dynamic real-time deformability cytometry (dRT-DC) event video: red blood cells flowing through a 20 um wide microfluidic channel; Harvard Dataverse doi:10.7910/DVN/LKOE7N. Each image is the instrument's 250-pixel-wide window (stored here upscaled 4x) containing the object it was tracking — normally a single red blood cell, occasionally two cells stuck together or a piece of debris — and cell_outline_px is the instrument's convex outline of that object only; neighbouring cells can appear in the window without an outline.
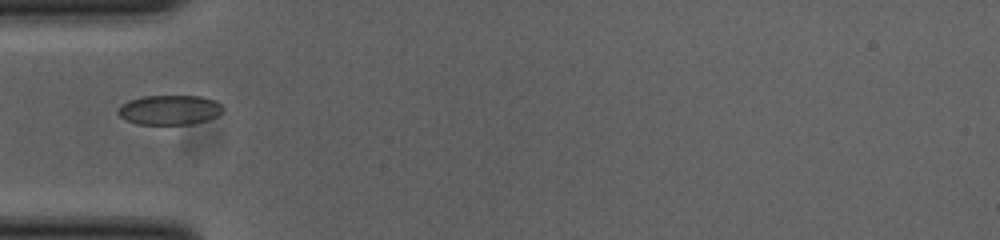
{"species": "common noctule bat (a hibernating species)", "species_latin": "Nyctalus noctula", "temperature_condition": "cold", "stored_images_in_passage": 37, "camera_frame_rate_fps": 3000, "um_per_image_px": 0.085, "animal": {"sex": "female", "body_mass_g": 23.0, "forearm_length_mm": 53.4}, "frame": {"image": 1, "passage_image": 1, "time_ms": 0.0, "image_size_px": [1000, 240], "cell_outline_px": [[224, 108], [216, 116], [204, 120], [188, 124], [136, 124], [120, 116], [116, 112], [116, 108], [120, 104], [128, 100], [144, 96], [200, 96], [212, 100], [220, 104]], "centroid_in_image_um": [14.33, 9.33], "position_along_channel_um": 70.7, "area_um2": 17.98}}
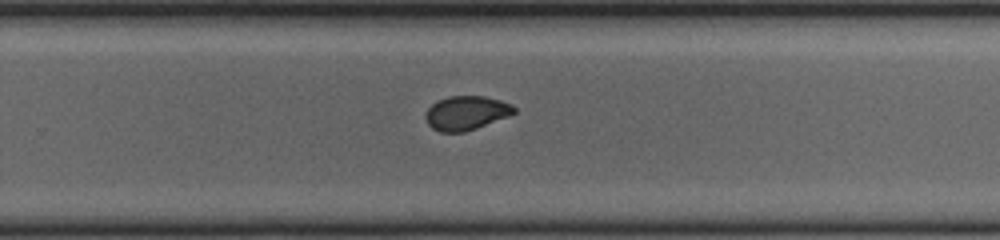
{"frame": {"image": 2, "passage_image": 18, "time_ms": 5.667, "image_size_px": [1000, 240], "cell_outline_px": [[516, 112], [508, 116], [476, 128], [464, 132], [440, 132], [432, 128], [428, 124], [424, 116], [428, 108], [436, 100], [448, 96], [484, 96], [500, 100], [512, 104], [516, 108]], "centroid_in_image_um": [39.61, 9.59], "position_along_channel_um": 290.2, "area_um2": 17.63}}
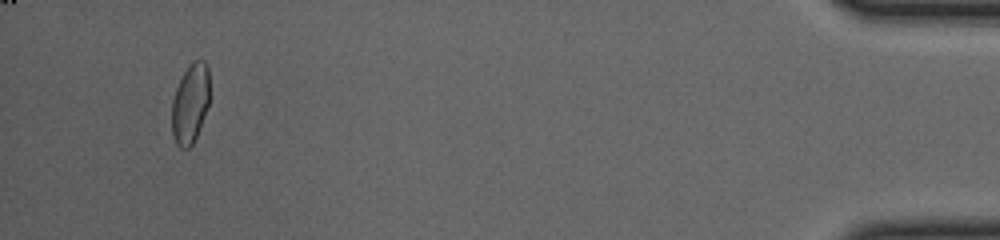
{"frame": {"image": 3, "passage_image": 34, "time_ms": 11.0, "image_size_px": [1000, 240], "cell_outline_px": [[208, 104], [204, 116], [196, 136], [192, 144], [188, 148], [180, 148], [176, 144], [172, 136], [172, 100], [176, 88], [184, 72], [192, 60], [204, 60], [208, 64]], "centroid_in_image_um": [16.15, 8.79], "position_along_channel_um": 419.0, "area_um2": 17.4}}